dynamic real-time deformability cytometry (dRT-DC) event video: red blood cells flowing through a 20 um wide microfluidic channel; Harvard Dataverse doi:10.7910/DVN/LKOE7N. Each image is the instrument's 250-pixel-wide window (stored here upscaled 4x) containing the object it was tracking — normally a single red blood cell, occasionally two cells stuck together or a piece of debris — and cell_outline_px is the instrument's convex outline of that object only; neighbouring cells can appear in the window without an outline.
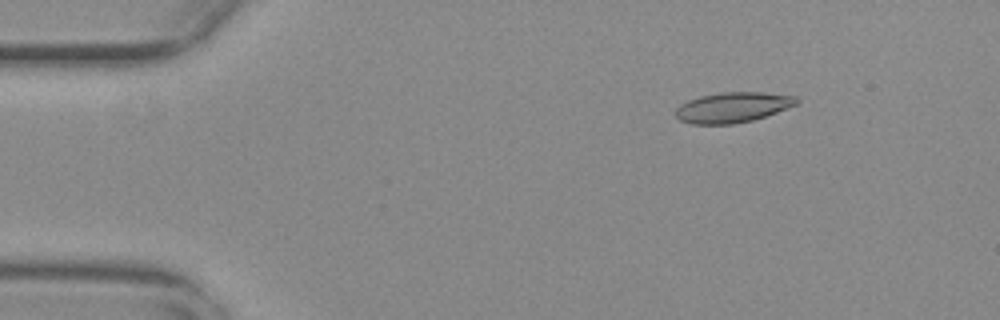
{"species": "common noctule bat (a hibernating species)", "species_latin": "Nyctalus noctula", "temperature_condition": "warm", "stored_images_in_passage": 50, "camera_frame_rate_fps": 3000, "um_per_image_px": 0.085, "animal": {"sex": "female", "body_mass_g": 29.2, "forearm_length_mm": 56.3}, "frame": {"image": 1, "passage_image": 3, "time_ms": 0.667, "image_size_px": [1000, 320], "cell_outline_px": [[800, 100], [796, 104], [776, 112], [752, 120], [732, 124], [692, 124], [680, 120], [676, 116], [676, 108], [680, 104], [688, 100], [700, 96], [720, 92], [764, 92], [796, 96]], "centroid_in_image_um": [62.26, 9.11], "position_along_channel_um": 22.7, "area_um2": 21.27}}
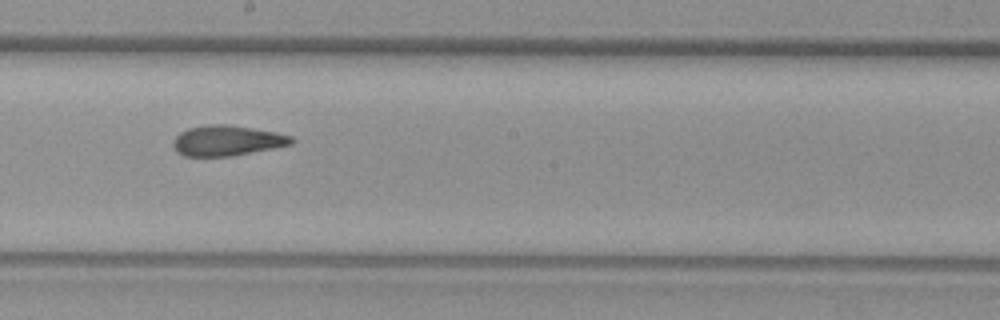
{"frame": {"image": 2, "passage_image": 26, "time_ms": 8.333, "image_size_px": [1000, 320], "cell_outline_px": [[296, 140], [292, 144], [272, 148], [228, 156], [184, 156], [176, 152], [172, 148], [172, 140], [180, 132], [188, 128], [208, 124], [228, 124], [276, 132], [292, 136]], "centroid_in_image_um": [19.25, 11.94], "position_along_channel_um": 228.9, "area_um2": 20.98}}
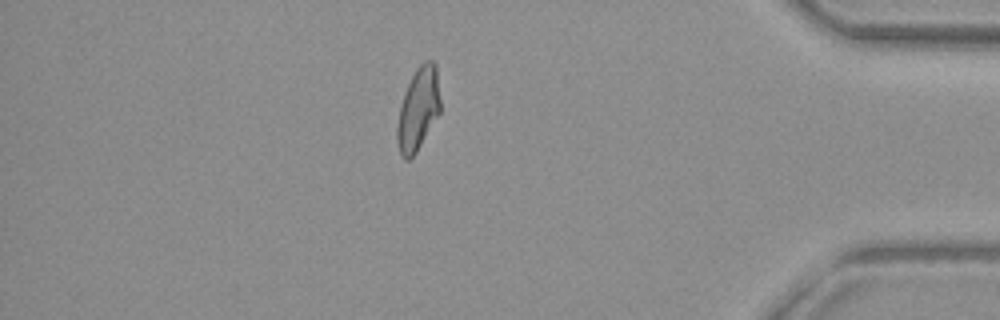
{"frame": {"image": 3, "passage_image": 43, "time_ms": 14.0, "image_size_px": [1000, 320], "cell_outline_px": [[440, 112], [416, 152], [408, 160], [404, 160], [400, 156], [396, 140], [396, 128], [400, 104], [404, 92], [416, 68], [424, 60], [432, 60], [436, 64], [440, 100]], "centroid_in_image_um": [35.52, 9.27], "position_along_channel_um": 399.7, "area_um2": 20.92}, "authors_computed_cell_mechanics": {"area_um2": 21.1259, "velocity_mm_per_s": 3.7377, "shape_relaxation_time_tau1_ms": null, "shape_relaxation_time_tau2_ms": 2.701, "deformation_change_tau1": null, "deformation_change_tau2": 0.1015}}